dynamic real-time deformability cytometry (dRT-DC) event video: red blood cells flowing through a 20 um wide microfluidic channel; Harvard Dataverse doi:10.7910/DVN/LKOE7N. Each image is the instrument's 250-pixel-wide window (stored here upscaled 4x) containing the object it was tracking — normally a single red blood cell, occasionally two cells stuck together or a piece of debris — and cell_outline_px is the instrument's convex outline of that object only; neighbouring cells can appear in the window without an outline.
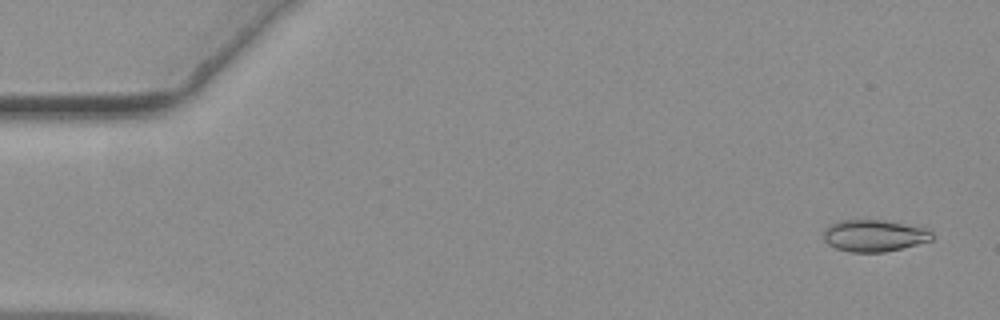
{"species": "common noctule bat (a hibernating species)", "species_latin": "Nyctalus noctula", "temperature_condition": "warm", "stored_images_in_passage": 57, "camera_frame_rate_fps": 3000, "um_per_image_px": 0.085, "animal": {"sex": "female", "body_mass_g": 19.3, "forearm_length_mm": 54.1}, "frame": {"image": 1, "passage_image": 3, "time_ms": 0.667, "image_size_px": [1000, 320], "cell_outline_px": [[932, 240], [884, 252], [848, 252], [836, 248], [828, 244], [824, 240], [824, 228], [840, 220], [880, 220], [924, 228], [932, 232]], "centroid_in_image_um": [74.25, 20.04], "position_along_channel_um": 10.7, "area_um2": 19.77}}
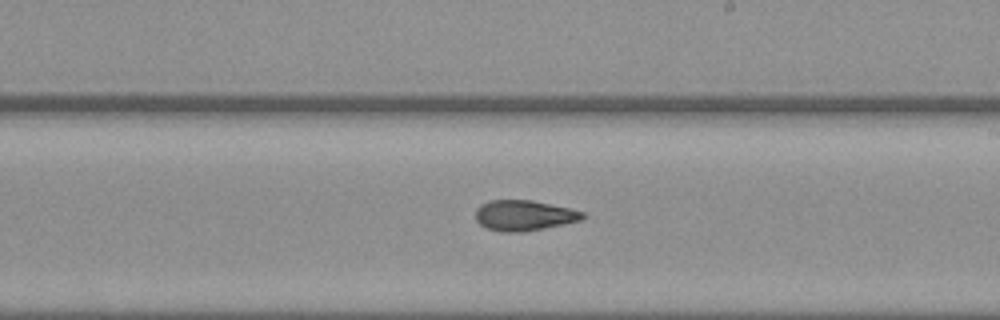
{"frame": {"image": 2, "passage_image": 33, "time_ms": 10.667, "image_size_px": [1000, 320], "cell_outline_px": [[584, 216], [580, 220], [564, 224], [524, 232], [500, 232], [488, 228], [480, 224], [476, 220], [476, 208], [480, 204], [488, 200], [532, 200], [568, 208], [584, 212]], "centroid_in_image_um": [44.5, 18.31], "position_along_channel_um": 244.5, "area_um2": 18.96}}
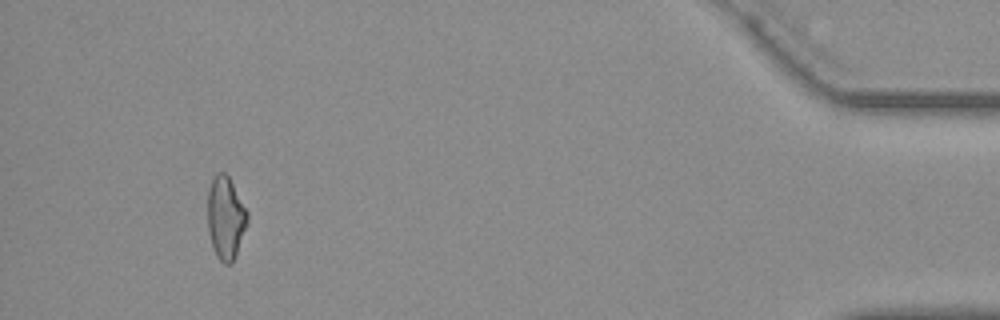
{"frame": {"image": 3, "passage_image": 53, "time_ms": 17.333, "image_size_px": [1000, 320], "cell_outline_px": [[248, 220], [232, 264], [224, 264], [216, 256], [212, 248], [208, 232], [208, 188], [212, 176], [216, 172], [224, 172], [228, 176], [248, 212]], "centroid_in_image_um": [19.15, 18.5], "position_along_channel_um": 416.0, "area_um2": 19.19}, "authors_computed_cell_mechanics": {"area_um2": 19.4786, "velocity_mm_per_s": 3.6631, "shape_relaxation_time_tau1_ms": 10.9076, "shape_relaxation_time_tau2_ms": 3.2673, "deformation_change_tau1": 0.238, "deformation_change_tau2": 0.107}}